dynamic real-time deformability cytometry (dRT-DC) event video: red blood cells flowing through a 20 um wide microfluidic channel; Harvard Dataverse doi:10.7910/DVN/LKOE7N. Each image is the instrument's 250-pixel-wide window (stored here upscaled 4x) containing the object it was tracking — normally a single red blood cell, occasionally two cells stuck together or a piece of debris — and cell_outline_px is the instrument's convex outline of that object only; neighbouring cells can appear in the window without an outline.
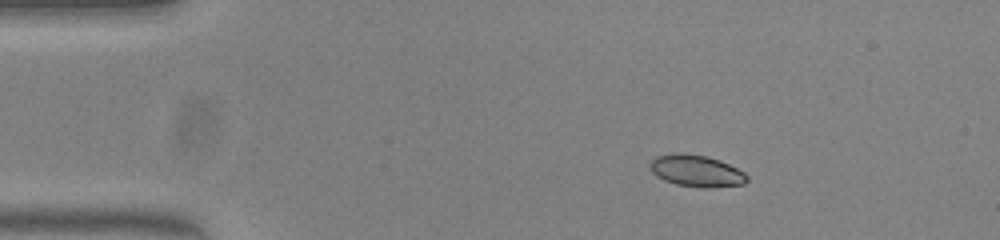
{"species": "common noctule bat (a hibernating species)", "species_latin": "Nyctalus noctula", "temperature_condition": "warm", "stored_images_in_passage": 44, "camera_frame_rate_fps": 3000, "um_per_image_px": 0.085, "animal": {"sex": "female", "body_mass_g": 23.0, "forearm_length_mm": 53.4}, "frame": {"image": 1, "passage_image": 1, "time_ms": 0.0, "image_size_px": [1000, 240], "cell_outline_px": [[748, 180], [744, 184], [704, 188], [676, 184], [664, 180], [656, 176], [652, 172], [648, 164], [656, 156], [704, 156], [720, 160], [744, 172], [748, 176]], "centroid_in_image_um": [59.23, 14.58], "position_along_channel_um": 25.8, "area_um2": 17.17}}
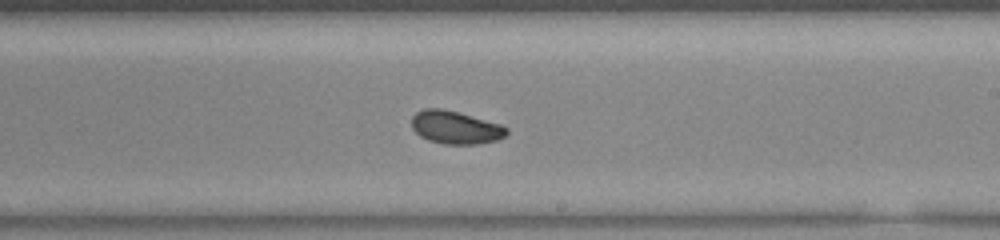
{"frame": {"image": 2, "passage_image": 23, "time_ms": 7.333, "image_size_px": [1000, 240], "cell_outline_px": [[508, 132], [504, 136], [496, 140], [476, 144], [444, 144], [428, 140], [420, 136], [412, 128], [412, 116], [416, 112], [424, 108], [440, 108], [456, 112], [500, 124], [508, 128]], "centroid_in_image_um": [38.68, 10.83], "position_along_channel_um": 250.3, "area_um2": 18.03}}
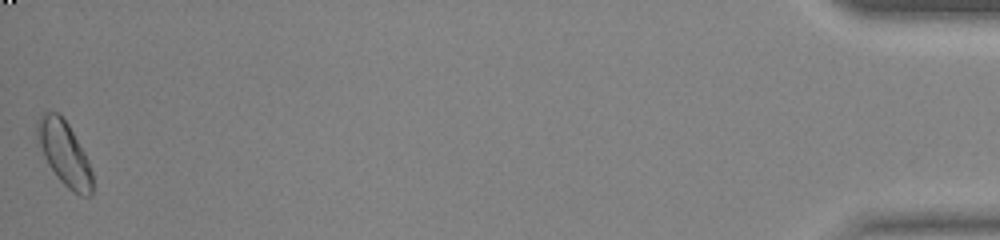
{"frame": {"image": 3, "passage_image": 44, "time_ms": 14.333, "image_size_px": [1000, 240], "cell_outline_px": [[92, 192], [88, 196], [80, 196], [72, 192], [56, 176], [48, 164], [36, 140], [36, 124], [40, 116], [44, 112], [56, 112], [68, 124], [84, 152], [88, 160], [92, 172]], "centroid_in_image_um": [5.45, 13.05], "position_along_channel_um": 429.7, "area_um2": 20.46}, "authors_computed_cell_mechanics": {"area_um2": 18.207, "velocity_mm_per_s": 3.9851, "shape_relaxation_time_tau1_ms": null, "shape_relaxation_time_tau2_ms": 3.6226, "deformation_change_tau1": null, "deformation_change_tau2": 0.0615}}